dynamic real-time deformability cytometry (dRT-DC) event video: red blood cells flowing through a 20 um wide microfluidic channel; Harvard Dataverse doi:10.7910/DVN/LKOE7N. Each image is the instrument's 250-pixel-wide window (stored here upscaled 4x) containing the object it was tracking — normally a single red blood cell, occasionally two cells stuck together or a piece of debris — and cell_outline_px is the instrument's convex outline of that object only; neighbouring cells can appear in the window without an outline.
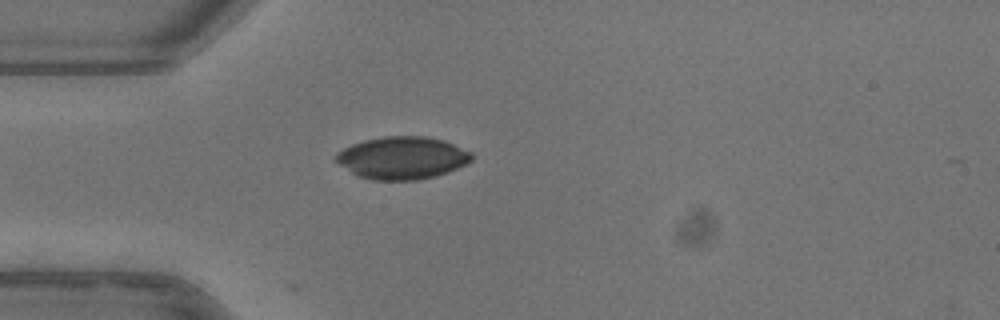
{"species": "common noctule bat (a hibernating species)", "species_latin": "Nyctalus noctula", "temperature_condition": "warm", "stored_images_in_passage": 9, "camera_frame_rate_fps": 3000, "um_per_image_px": 0.085, "animal": {"sex": "female"}, "frame": {"image": 1, "passage_image": 1, "time_ms": 0.0, "image_size_px": [1000, 320], "cell_outline_px": [[472, 160], [448, 172], [436, 176], [416, 180], [372, 180], [360, 176], [352, 172], [340, 164], [336, 160], [336, 152], [352, 144], [364, 140], [384, 136], [424, 136], [444, 140], [472, 152]], "centroid_in_image_um": [34.2, 13.41], "position_along_channel_um": 50.8, "area_um2": 33.41}}
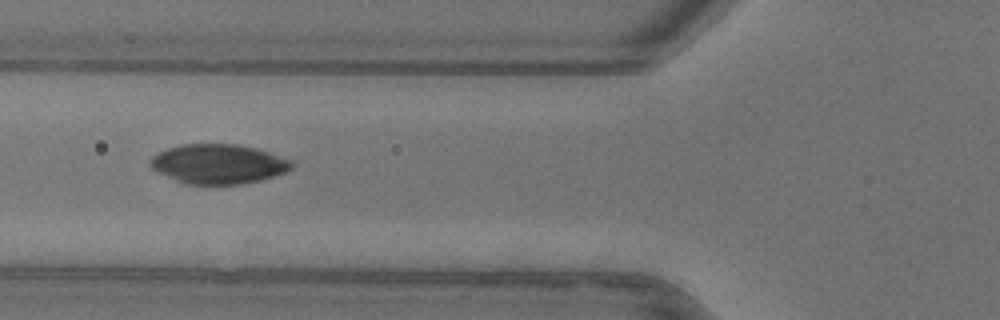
{"frame": {"image": 2, "passage_image": 6, "time_ms": 1.667, "image_size_px": [1000, 320], "cell_outline_px": [[292, 168], [284, 172], [260, 180], [240, 184], [184, 184], [152, 168], [148, 164], [148, 160], [152, 156], [168, 148], [184, 144], [236, 144], [256, 148], [292, 160]], "centroid_in_image_um": [18.54, 13.93], "position_along_channel_um": 107.3, "area_um2": 32.31}}